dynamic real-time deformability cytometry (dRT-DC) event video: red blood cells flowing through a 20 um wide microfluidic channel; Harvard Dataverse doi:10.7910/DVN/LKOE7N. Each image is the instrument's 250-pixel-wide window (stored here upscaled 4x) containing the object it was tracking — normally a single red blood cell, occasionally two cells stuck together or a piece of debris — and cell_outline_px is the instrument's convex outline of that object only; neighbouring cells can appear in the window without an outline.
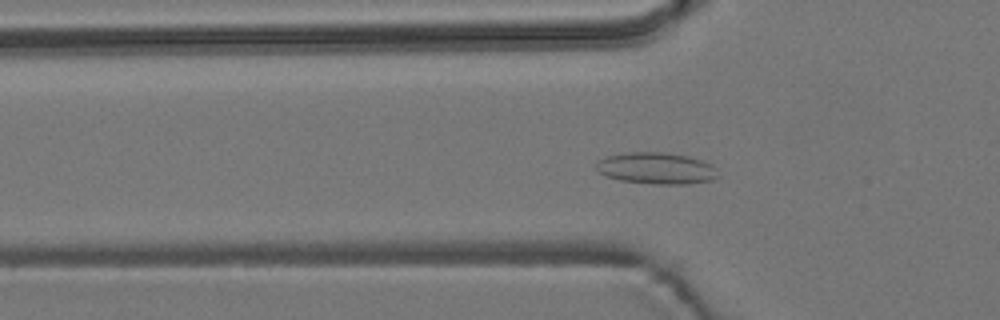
{"species": "common noctule bat (a hibernating species)", "species_latin": "Nyctalus noctula", "temperature_condition": "room temperature", "stored_images_in_passage": 23, "camera_frame_rate_fps": 3000, "um_per_image_px": 0.085, "animal": {"sex": "male", "body_mass_g": 19.2, "forearm_length_mm": 51.8}, "frame": {"image": 1, "passage_image": 10, "time_ms": 3.0, "image_size_px": [1000, 320], "cell_outline_px": [[720, 176], [712, 180], [688, 184], [652, 184], [620, 180], [604, 176], [596, 168], [596, 164], [600, 160], [608, 156], [624, 152], [664, 152], [688, 156], [712, 164]], "centroid_in_image_um": [55.8, 14.31], "position_along_channel_um": 70.0, "area_um2": 22.48}}
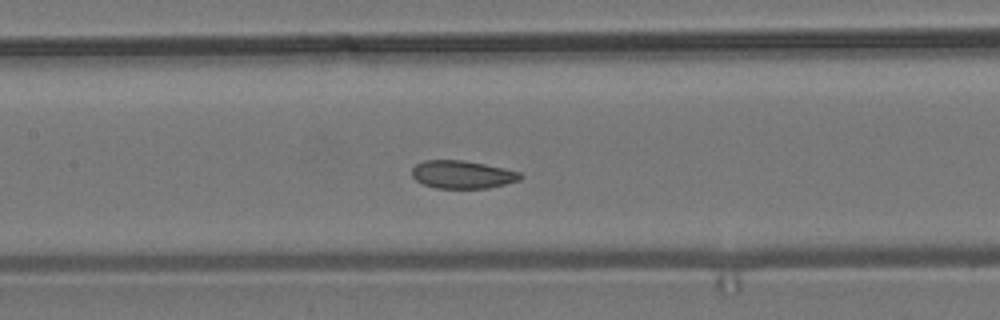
{"frame": {"image": 2, "passage_image": 18, "time_ms": 5.667, "image_size_px": [1000, 320], "cell_outline_px": [[524, 176], [520, 180], [488, 188], [436, 188], [424, 184], [416, 180], [412, 176], [412, 168], [416, 164], [424, 160], [464, 160], [504, 168], [520, 172]], "centroid_in_image_um": [39.3, 14.83], "position_along_channel_um": 168.1, "area_um2": 17.63}}
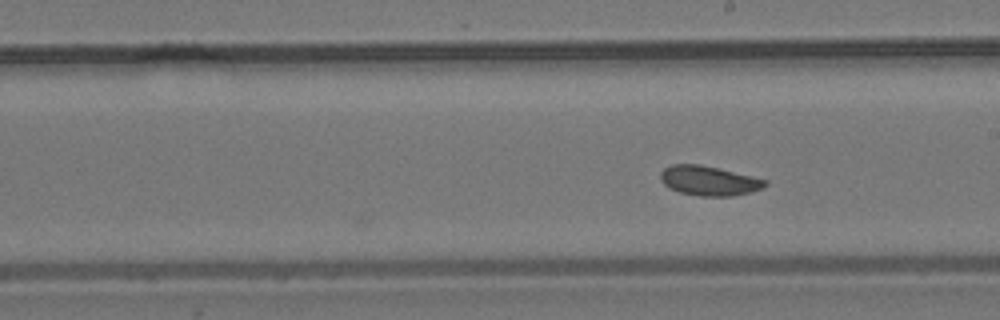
{"frame": {"image": 3, "passage_image": 23, "time_ms": 7.333, "image_size_px": [1000, 320], "cell_outline_px": [[768, 184], [752, 192], [732, 196], [700, 196], [680, 192], [664, 184], [660, 180], [660, 172], [664, 168], [672, 164], [700, 164], [768, 180]], "centroid_in_image_um": [60.25, 15.36], "position_along_channel_um": 228.7, "area_um2": 17.92}}